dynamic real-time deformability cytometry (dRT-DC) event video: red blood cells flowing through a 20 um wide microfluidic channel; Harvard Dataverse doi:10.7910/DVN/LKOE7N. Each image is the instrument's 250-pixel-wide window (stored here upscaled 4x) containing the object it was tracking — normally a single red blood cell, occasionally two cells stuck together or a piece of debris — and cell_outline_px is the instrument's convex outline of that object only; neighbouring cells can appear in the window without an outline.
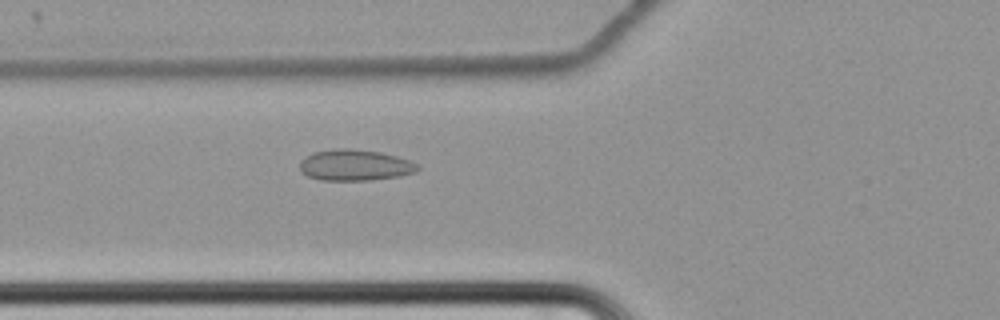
{"species": "common noctule bat (a hibernating species)", "species_latin": "Nyctalus noctula", "temperature_condition": "cold", "stored_images_in_passage": 39, "camera_frame_rate_fps": 3000, "um_per_image_px": 0.085, "animal": {"sex": "female", "body_mass_g": 22.7, "forearm_length_mm": 54.2}, "frame": {"image": 1, "passage_image": 9, "time_ms": 2.667, "image_size_px": [1000, 320], "cell_outline_px": [[420, 168], [416, 172], [400, 176], [368, 180], [320, 180], [308, 176], [300, 172], [300, 160], [312, 152], [336, 148], [348, 148], [380, 152], [396, 156], [420, 164]], "centroid_in_image_um": [30.16, 14.03], "position_along_channel_um": 95.6, "area_um2": 21.5}}
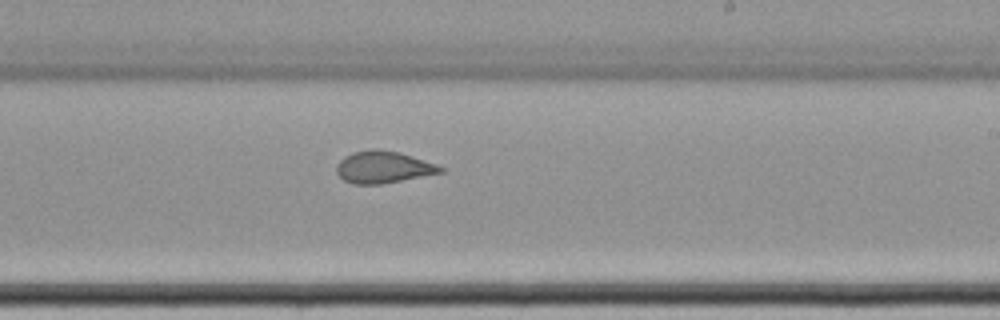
{"frame": {"image": 2, "passage_image": 23, "time_ms": 7.333, "image_size_px": [1000, 320], "cell_outline_px": [[444, 172], [380, 184], [352, 184], [344, 180], [336, 172], [336, 164], [344, 156], [352, 152], [372, 148], [376, 148], [400, 152], [436, 164], [444, 168]], "centroid_in_image_um": [32.54, 14.19], "position_along_channel_um": 256.5, "area_um2": 19.42}}
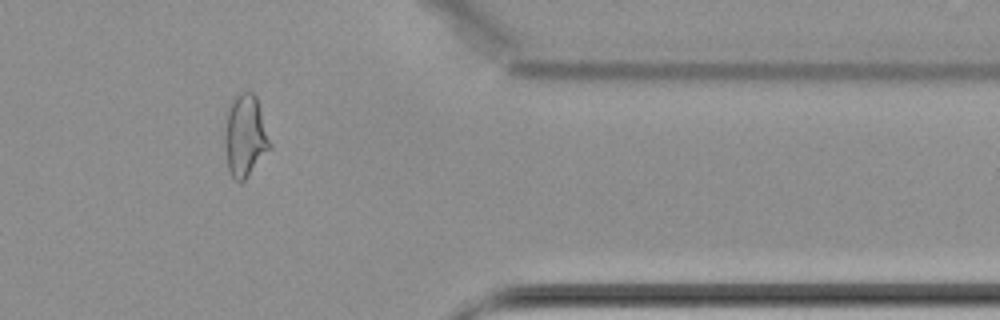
{"frame": {"image": 3, "passage_image": 36, "time_ms": 11.667, "image_size_px": [1000, 320], "cell_outline_px": [[272, 148], [244, 180], [240, 184], [232, 176], [228, 168], [224, 144], [224, 132], [228, 108], [232, 96], [240, 92], [252, 92], [256, 96], [272, 144]], "centroid_in_image_um": [20.84, 11.53], "position_along_channel_um": 390.6, "area_um2": 21.91}, "authors_computed_cell_mechanics": {"area_um2": 20.1144, "velocity_mm_per_s": 3.4432, "shape_relaxation_time_tau1_ms": null, "shape_relaxation_time_tau2_ms": 1.2468, "deformation_change_tau1": null, "deformation_change_tau2": 0.0681}}